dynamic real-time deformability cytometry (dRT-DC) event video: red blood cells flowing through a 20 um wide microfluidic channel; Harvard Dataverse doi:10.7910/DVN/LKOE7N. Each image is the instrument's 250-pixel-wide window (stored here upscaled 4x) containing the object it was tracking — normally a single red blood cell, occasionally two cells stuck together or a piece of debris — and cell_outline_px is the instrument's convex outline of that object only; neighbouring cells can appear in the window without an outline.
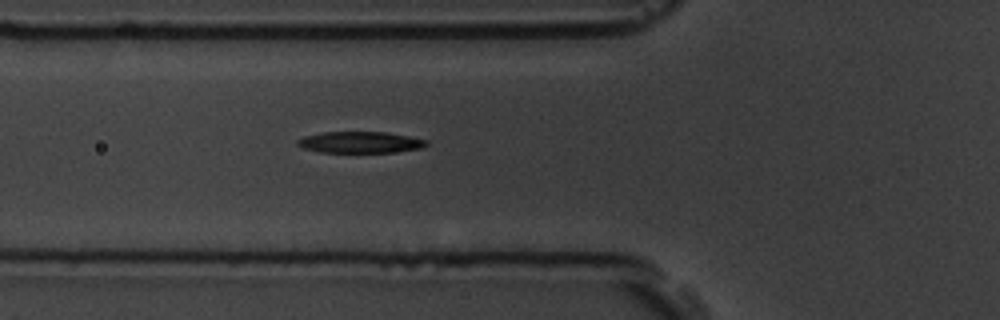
{"species": "common noctule bat (a hibernating species)", "species_latin": "Nyctalus noctula", "temperature_condition": "room temperature", "stored_images_in_passage": 4, "camera_frame_rate_fps": 3000, "um_per_image_px": 0.085, "animal": {"sex": "male", "body_mass_g": 19.5, "forearm_length_mm": 54.6}, "frame": {"image": 1, "passage_image": 4, "time_ms": 1.0, "image_size_px": [1000, 320], "cell_outline_px": [[428, 144], [420, 148], [392, 152], [320, 152], [304, 148], [296, 144], [296, 140], [304, 136], [324, 132], [384, 132], [408, 136], [428, 140]], "centroid_in_image_um": [30.59, 12.09], "position_along_channel_um": 95.2, "area_um2": 15.9}}